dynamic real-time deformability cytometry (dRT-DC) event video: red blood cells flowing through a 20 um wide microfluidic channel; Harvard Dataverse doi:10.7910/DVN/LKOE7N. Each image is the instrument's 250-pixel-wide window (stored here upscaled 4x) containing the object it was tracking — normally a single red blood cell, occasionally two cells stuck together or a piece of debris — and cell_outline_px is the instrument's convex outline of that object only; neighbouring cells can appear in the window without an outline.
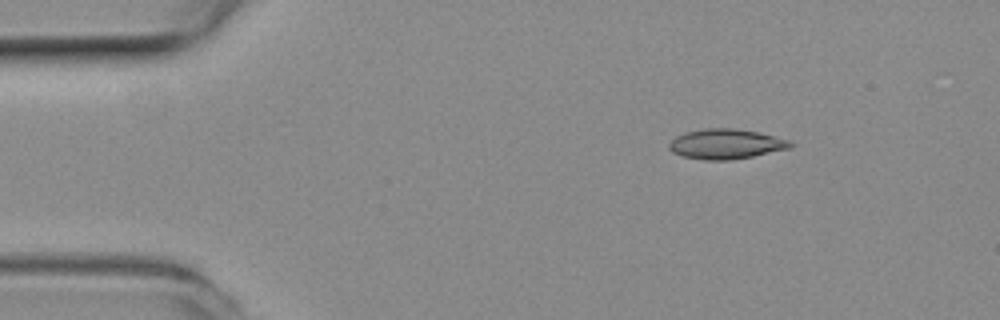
{"species": "common noctule bat (a hibernating species)", "species_latin": "Nyctalus noctula", "temperature_condition": "room temperature", "stored_images_in_passage": 52, "camera_frame_rate_fps": 3000, "um_per_image_px": 0.085, "animal": {"sex": "female", "body_mass_g": 19.3, "forearm_length_mm": 54.1}, "frame": {"image": 1, "passage_image": 7, "time_ms": 2.0, "image_size_px": [1000, 320], "cell_outline_px": [[796, 144], [792, 148], [732, 160], [704, 160], [684, 156], [672, 152], [668, 148], [668, 144], [676, 136], [688, 132], [704, 128], [732, 128], [760, 132], [792, 140]], "centroid_in_image_um": [61.77, 12.24], "position_along_channel_um": 23.2, "area_um2": 21.39}}
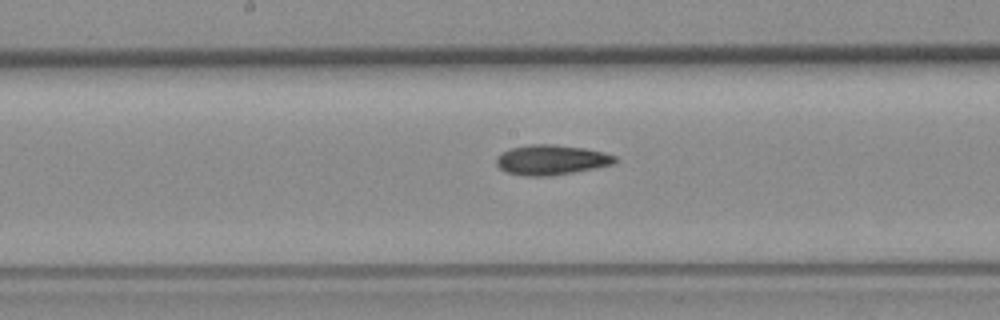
{"frame": {"image": 2, "passage_image": 26, "time_ms": 8.333, "image_size_px": [1000, 320], "cell_outline_px": [[616, 160], [612, 164], [596, 168], [552, 176], [524, 176], [504, 172], [496, 164], [496, 156], [512, 148], [528, 144], [552, 144], [584, 148], [604, 152], [616, 156]], "centroid_in_image_um": [46.84, 13.59], "position_along_channel_um": 201.4, "area_um2": 20.81}}
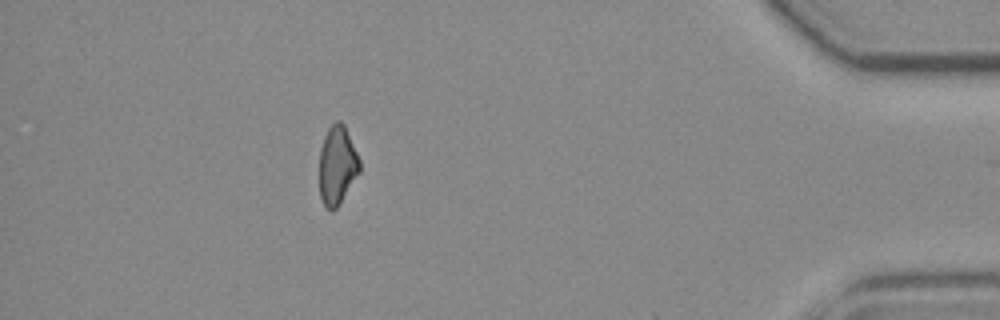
{"frame": {"image": 3, "passage_image": 46, "time_ms": 15.0, "image_size_px": [1000, 320], "cell_outline_px": [[360, 172], [340, 204], [332, 212], [324, 204], [320, 196], [320, 148], [324, 136], [328, 128], [336, 120], [340, 120], [344, 124], [360, 160]], "centroid_in_image_um": [28.67, 14.04], "position_along_channel_um": 406.5, "area_um2": 18.5}}